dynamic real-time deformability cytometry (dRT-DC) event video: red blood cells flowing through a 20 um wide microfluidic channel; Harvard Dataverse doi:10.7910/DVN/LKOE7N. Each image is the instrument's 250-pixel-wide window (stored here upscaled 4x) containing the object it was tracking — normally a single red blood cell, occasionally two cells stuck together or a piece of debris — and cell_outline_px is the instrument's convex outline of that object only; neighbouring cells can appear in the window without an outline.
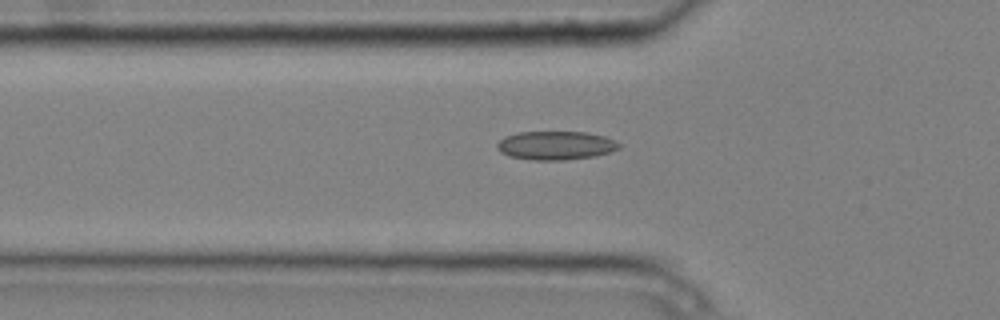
{"species": "common noctule bat (a hibernating species)", "species_latin": "Nyctalus noctula", "temperature_condition": "cold", "stored_images_in_passage": 7, "camera_frame_rate_fps": 3000, "um_per_image_px": 0.085, "animal": {"sex": "male", "body_mass_g": 20.4}, "frame": {"image": 1, "passage_image": 7, "time_ms": 2.0, "image_size_px": [1000, 320], "cell_outline_px": [[620, 148], [596, 156], [564, 160], [532, 160], [508, 156], [500, 152], [496, 148], [496, 144], [504, 136], [516, 132], [584, 132], [604, 136], [620, 144]], "centroid_in_image_um": [47.18, 12.37], "position_along_channel_um": 78.6, "area_um2": 20.4}}